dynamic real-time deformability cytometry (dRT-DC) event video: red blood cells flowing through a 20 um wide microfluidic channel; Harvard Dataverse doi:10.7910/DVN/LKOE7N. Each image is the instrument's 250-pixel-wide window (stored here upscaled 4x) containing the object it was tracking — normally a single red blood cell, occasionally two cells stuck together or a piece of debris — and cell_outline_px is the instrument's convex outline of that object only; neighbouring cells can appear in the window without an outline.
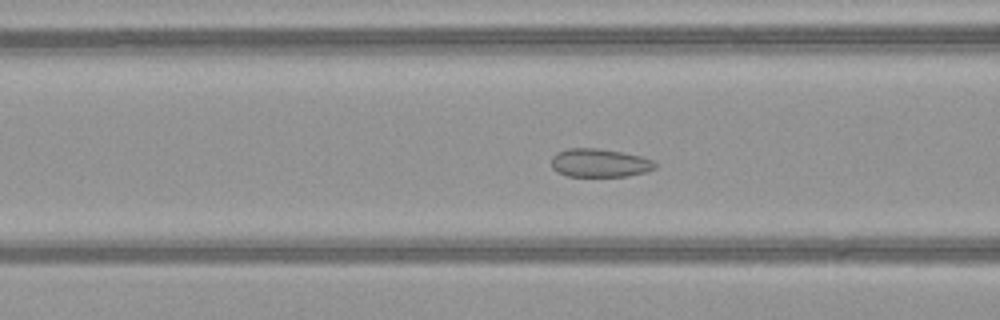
{"species": "common noctule bat (a hibernating species)", "species_latin": "Nyctalus noctula", "temperature_condition": "warm", "stored_images_in_passage": 52, "camera_frame_rate_fps": 3000, "um_per_image_px": 0.085, "animal": {"sex": "female", "body_mass_g": 21.9}, "frame": {"image": 1, "passage_image": 21, "time_ms": 6.667, "image_size_px": [1000, 320], "cell_outline_px": [[656, 168], [644, 172], [628, 176], [568, 176], [556, 172], [552, 168], [552, 156], [556, 152], [568, 148], [596, 148], [620, 152], [640, 156], [652, 160], [656, 164]], "centroid_in_image_um": [50.93, 13.85], "position_along_channel_um": 115.7, "area_um2": 17.11}}
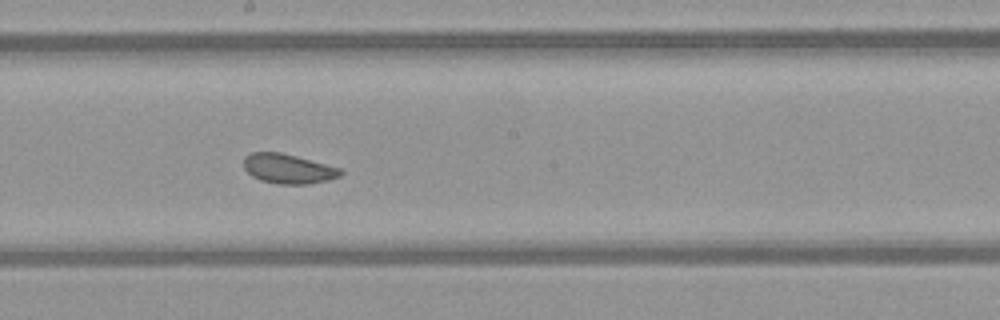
{"frame": {"image": 2, "passage_image": 29, "time_ms": 9.333, "image_size_px": [1000, 320], "cell_outline_px": [[344, 172], [340, 176], [328, 180], [308, 184], [280, 184], [260, 180], [252, 176], [244, 168], [244, 156], [252, 152], [280, 152], [296, 156], [340, 168]], "centroid_in_image_um": [24.49, 14.34], "position_along_channel_um": 223.7, "area_um2": 16.65}}
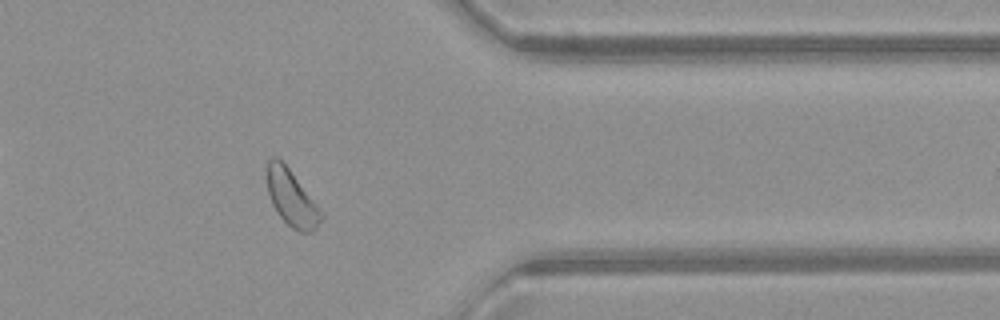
{"frame": {"image": 3, "passage_image": 42, "time_ms": 13.667, "image_size_px": [1000, 320], "cell_outline_px": [[324, 220], [312, 232], [300, 232], [292, 228], [276, 212], [272, 204], [268, 192], [268, 160], [272, 156], [276, 156], [288, 168], [316, 204], [324, 216]], "centroid_in_image_um": [24.8, 16.88], "position_along_channel_um": 386.6, "area_um2": 17.28}}